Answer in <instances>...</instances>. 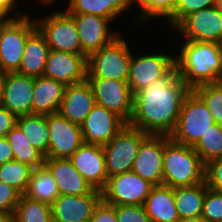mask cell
<instances>
[{
  "mask_svg": "<svg viewBox=\"0 0 222 222\" xmlns=\"http://www.w3.org/2000/svg\"><path fill=\"white\" fill-rule=\"evenodd\" d=\"M204 164L222 158V125L213 124L193 146Z\"/></svg>",
  "mask_w": 222,
  "mask_h": 222,
  "instance_id": "cell-32",
  "label": "cell"
},
{
  "mask_svg": "<svg viewBox=\"0 0 222 222\" xmlns=\"http://www.w3.org/2000/svg\"><path fill=\"white\" fill-rule=\"evenodd\" d=\"M95 104L92 86L86 79L66 86L58 112L70 122L81 125Z\"/></svg>",
  "mask_w": 222,
  "mask_h": 222,
  "instance_id": "cell-21",
  "label": "cell"
},
{
  "mask_svg": "<svg viewBox=\"0 0 222 222\" xmlns=\"http://www.w3.org/2000/svg\"><path fill=\"white\" fill-rule=\"evenodd\" d=\"M44 164L54 176L59 195H84L93 190L69 158H45Z\"/></svg>",
  "mask_w": 222,
  "mask_h": 222,
  "instance_id": "cell-22",
  "label": "cell"
},
{
  "mask_svg": "<svg viewBox=\"0 0 222 222\" xmlns=\"http://www.w3.org/2000/svg\"><path fill=\"white\" fill-rule=\"evenodd\" d=\"M215 4L216 0H175L174 13L167 22L174 29L186 16Z\"/></svg>",
  "mask_w": 222,
  "mask_h": 222,
  "instance_id": "cell-36",
  "label": "cell"
},
{
  "mask_svg": "<svg viewBox=\"0 0 222 222\" xmlns=\"http://www.w3.org/2000/svg\"><path fill=\"white\" fill-rule=\"evenodd\" d=\"M6 72L0 69V105L2 104L3 97H4V87L6 82Z\"/></svg>",
  "mask_w": 222,
  "mask_h": 222,
  "instance_id": "cell-45",
  "label": "cell"
},
{
  "mask_svg": "<svg viewBox=\"0 0 222 222\" xmlns=\"http://www.w3.org/2000/svg\"><path fill=\"white\" fill-rule=\"evenodd\" d=\"M50 48L44 36L36 28L27 38L20 66L19 74L39 77L43 75Z\"/></svg>",
  "mask_w": 222,
  "mask_h": 222,
  "instance_id": "cell-24",
  "label": "cell"
},
{
  "mask_svg": "<svg viewBox=\"0 0 222 222\" xmlns=\"http://www.w3.org/2000/svg\"><path fill=\"white\" fill-rule=\"evenodd\" d=\"M154 187L133 171L108 177L102 200L109 205H144Z\"/></svg>",
  "mask_w": 222,
  "mask_h": 222,
  "instance_id": "cell-9",
  "label": "cell"
},
{
  "mask_svg": "<svg viewBox=\"0 0 222 222\" xmlns=\"http://www.w3.org/2000/svg\"><path fill=\"white\" fill-rule=\"evenodd\" d=\"M205 103L214 122L222 125V82L202 84L192 89Z\"/></svg>",
  "mask_w": 222,
  "mask_h": 222,
  "instance_id": "cell-34",
  "label": "cell"
},
{
  "mask_svg": "<svg viewBox=\"0 0 222 222\" xmlns=\"http://www.w3.org/2000/svg\"><path fill=\"white\" fill-rule=\"evenodd\" d=\"M36 29L35 19L25 16L0 21V69L16 72L20 66L28 36Z\"/></svg>",
  "mask_w": 222,
  "mask_h": 222,
  "instance_id": "cell-6",
  "label": "cell"
},
{
  "mask_svg": "<svg viewBox=\"0 0 222 222\" xmlns=\"http://www.w3.org/2000/svg\"><path fill=\"white\" fill-rule=\"evenodd\" d=\"M0 222H15L14 213H0Z\"/></svg>",
  "mask_w": 222,
  "mask_h": 222,
  "instance_id": "cell-46",
  "label": "cell"
},
{
  "mask_svg": "<svg viewBox=\"0 0 222 222\" xmlns=\"http://www.w3.org/2000/svg\"><path fill=\"white\" fill-rule=\"evenodd\" d=\"M205 183L208 188L222 192V158L205 164Z\"/></svg>",
  "mask_w": 222,
  "mask_h": 222,
  "instance_id": "cell-40",
  "label": "cell"
},
{
  "mask_svg": "<svg viewBox=\"0 0 222 222\" xmlns=\"http://www.w3.org/2000/svg\"><path fill=\"white\" fill-rule=\"evenodd\" d=\"M215 124L202 99L191 89L186 95L170 139L176 143L193 147Z\"/></svg>",
  "mask_w": 222,
  "mask_h": 222,
  "instance_id": "cell-5",
  "label": "cell"
},
{
  "mask_svg": "<svg viewBox=\"0 0 222 222\" xmlns=\"http://www.w3.org/2000/svg\"><path fill=\"white\" fill-rule=\"evenodd\" d=\"M35 77L17 72H8L1 106L16 117L32 114V99Z\"/></svg>",
  "mask_w": 222,
  "mask_h": 222,
  "instance_id": "cell-20",
  "label": "cell"
},
{
  "mask_svg": "<svg viewBox=\"0 0 222 222\" xmlns=\"http://www.w3.org/2000/svg\"><path fill=\"white\" fill-rule=\"evenodd\" d=\"M149 134L127 124L103 146L108 177L131 171L142 141Z\"/></svg>",
  "mask_w": 222,
  "mask_h": 222,
  "instance_id": "cell-7",
  "label": "cell"
},
{
  "mask_svg": "<svg viewBox=\"0 0 222 222\" xmlns=\"http://www.w3.org/2000/svg\"><path fill=\"white\" fill-rule=\"evenodd\" d=\"M21 195L16 188L0 181V213H14Z\"/></svg>",
  "mask_w": 222,
  "mask_h": 222,
  "instance_id": "cell-39",
  "label": "cell"
},
{
  "mask_svg": "<svg viewBox=\"0 0 222 222\" xmlns=\"http://www.w3.org/2000/svg\"><path fill=\"white\" fill-rule=\"evenodd\" d=\"M131 57L127 83L132 94L149 86L154 80L164 76L174 65L175 56L165 54H142Z\"/></svg>",
  "mask_w": 222,
  "mask_h": 222,
  "instance_id": "cell-13",
  "label": "cell"
},
{
  "mask_svg": "<svg viewBox=\"0 0 222 222\" xmlns=\"http://www.w3.org/2000/svg\"><path fill=\"white\" fill-rule=\"evenodd\" d=\"M176 222H206L202 216L179 218Z\"/></svg>",
  "mask_w": 222,
  "mask_h": 222,
  "instance_id": "cell-47",
  "label": "cell"
},
{
  "mask_svg": "<svg viewBox=\"0 0 222 222\" xmlns=\"http://www.w3.org/2000/svg\"><path fill=\"white\" fill-rule=\"evenodd\" d=\"M91 84L95 103L121 117L127 124L133 115L134 95L127 81L86 78Z\"/></svg>",
  "mask_w": 222,
  "mask_h": 222,
  "instance_id": "cell-10",
  "label": "cell"
},
{
  "mask_svg": "<svg viewBox=\"0 0 222 222\" xmlns=\"http://www.w3.org/2000/svg\"><path fill=\"white\" fill-rule=\"evenodd\" d=\"M132 7V0H69L68 14H94L115 20L125 10Z\"/></svg>",
  "mask_w": 222,
  "mask_h": 222,
  "instance_id": "cell-26",
  "label": "cell"
},
{
  "mask_svg": "<svg viewBox=\"0 0 222 222\" xmlns=\"http://www.w3.org/2000/svg\"><path fill=\"white\" fill-rule=\"evenodd\" d=\"M126 125L127 123L121 117L95 104L81 124L83 141L86 144L104 146Z\"/></svg>",
  "mask_w": 222,
  "mask_h": 222,
  "instance_id": "cell-15",
  "label": "cell"
},
{
  "mask_svg": "<svg viewBox=\"0 0 222 222\" xmlns=\"http://www.w3.org/2000/svg\"><path fill=\"white\" fill-rule=\"evenodd\" d=\"M9 144L11 145L14 160L30 166L31 168L38 167L44 164L45 156L33 148L29 143L23 131L15 125L6 135Z\"/></svg>",
  "mask_w": 222,
  "mask_h": 222,
  "instance_id": "cell-30",
  "label": "cell"
},
{
  "mask_svg": "<svg viewBox=\"0 0 222 222\" xmlns=\"http://www.w3.org/2000/svg\"><path fill=\"white\" fill-rule=\"evenodd\" d=\"M174 29L187 40L222 44V15L215 6L186 16Z\"/></svg>",
  "mask_w": 222,
  "mask_h": 222,
  "instance_id": "cell-14",
  "label": "cell"
},
{
  "mask_svg": "<svg viewBox=\"0 0 222 222\" xmlns=\"http://www.w3.org/2000/svg\"><path fill=\"white\" fill-rule=\"evenodd\" d=\"M17 125L23 131L31 146L46 156L50 138L47 115L28 114L19 116L17 117Z\"/></svg>",
  "mask_w": 222,
  "mask_h": 222,
  "instance_id": "cell-29",
  "label": "cell"
},
{
  "mask_svg": "<svg viewBox=\"0 0 222 222\" xmlns=\"http://www.w3.org/2000/svg\"><path fill=\"white\" fill-rule=\"evenodd\" d=\"M51 222H64V221H58V220L52 219Z\"/></svg>",
  "mask_w": 222,
  "mask_h": 222,
  "instance_id": "cell-50",
  "label": "cell"
},
{
  "mask_svg": "<svg viewBox=\"0 0 222 222\" xmlns=\"http://www.w3.org/2000/svg\"><path fill=\"white\" fill-rule=\"evenodd\" d=\"M43 75L67 85L86 80L87 58L82 54L50 50Z\"/></svg>",
  "mask_w": 222,
  "mask_h": 222,
  "instance_id": "cell-18",
  "label": "cell"
},
{
  "mask_svg": "<svg viewBox=\"0 0 222 222\" xmlns=\"http://www.w3.org/2000/svg\"><path fill=\"white\" fill-rule=\"evenodd\" d=\"M205 181V164L193 147L165 142L163 185L176 188L193 186Z\"/></svg>",
  "mask_w": 222,
  "mask_h": 222,
  "instance_id": "cell-3",
  "label": "cell"
},
{
  "mask_svg": "<svg viewBox=\"0 0 222 222\" xmlns=\"http://www.w3.org/2000/svg\"><path fill=\"white\" fill-rule=\"evenodd\" d=\"M133 2L138 3L141 7L136 23L153 17L168 19L174 13L175 0H132V4H134Z\"/></svg>",
  "mask_w": 222,
  "mask_h": 222,
  "instance_id": "cell-35",
  "label": "cell"
},
{
  "mask_svg": "<svg viewBox=\"0 0 222 222\" xmlns=\"http://www.w3.org/2000/svg\"><path fill=\"white\" fill-rule=\"evenodd\" d=\"M39 1H41V2H43V4L45 3L46 5L48 4H52V3H54L56 0H39Z\"/></svg>",
  "mask_w": 222,
  "mask_h": 222,
  "instance_id": "cell-49",
  "label": "cell"
},
{
  "mask_svg": "<svg viewBox=\"0 0 222 222\" xmlns=\"http://www.w3.org/2000/svg\"><path fill=\"white\" fill-rule=\"evenodd\" d=\"M69 159L93 189L105 188L108 173L103 146L83 143Z\"/></svg>",
  "mask_w": 222,
  "mask_h": 222,
  "instance_id": "cell-17",
  "label": "cell"
},
{
  "mask_svg": "<svg viewBox=\"0 0 222 222\" xmlns=\"http://www.w3.org/2000/svg\"><path fill=\"white\" fill-rule=\"evenodd\" d=\"M190 90L174 65L164 76L134 94L133 115L128 124L147 134L169 136Z\"/></svg>",
  "mask_w": 222,
  "mask_h": 222,
  "instance_id": "cell-1",
  "label": "cell"
},
{
  "mask_svg": "<svg viewBox=\"0 0 222 222\" xmlns=\"http://www.w3.org/2000/svg\"><path fill=\"white\" fill-rule=\"evenodd\" d=\"M207 189L205 181L193 186L174 188L175 206L180 218L202 215L203 202Z\"/></svg>",
  "mask_w": 222,
  "mask_h": 222,
  "instance_id": "cell-28",
  "label": "cell"
},
{
  "mask_svg": "<svg viewBox=\"0 0 222 222\" xmlns=\"http://www.w3.org/2000/svg\"><path fill=\"white\" fill-rule=\"evenodd\" d=\"M15 222H51V205L21 195L16 206Z\"/></svg>",
  "mask_w": 222,
  "mask_h": 222,
  "instance_id": "cell-31",
  "label": "cell"
},
{
  "mask_svg": "<svg viewBox=\"0 0 222 222\" xmlns=\"http://www.w3.org/2000/svg\"><path fill=\"white\" fill-rule=\"evenodd\" d=\"M75 21L82 55L88 58L92 53L99 51L121 33L109 30L112 20L94 14H69Z\"/></svg>",
  "mask_w": 222,
  "mask_h": 222,
  "instance_id": "cell-16",
  "label": "cell"
},
{
  "mask_svg": "<svg viewBox=\"0 0 222 222\" xmlns=\"http://www.w3.org/2000/svg\"><path fill=\"white\" fill-rule=\"evenodd\" d=\"M201 216L206 222H222V192L206 190Z\"/></svg>",
  "mask_w": 222,
  "mask_h": 222,
  "instance_id": "cell-37",
  "label": "cell"
},
{
  "mask_svg": "<svg viewBox=\"0 0 222 222\" xmlns=\"http://www.w3.org/2000/svg\"><path fill=\"white\" fill-rule=\"evenodd\" d=\"M50 138L45 158H69L84 143L81 125L72 123L59 112L47 115Z\"/></svg>",
  "mask_w": 222,
  "mask_h": 222,
  "instance_id": "cell-11",
  "label": "cell"
},
{
  "mask_svg": "<svg viewBox=\"0 0 222 222\" xmlns=\"http://www.w3.org/2000/svg\"><path fill=\"white\" fill-rule=\"evenodd\" d=\"M167 135L149 134L141 143L131 171L154 186L163 185V156Z\"/></svg>",
  "mask_w": 222,
  "mask_h": 222,
  "instance_id": "cell-12",
  "label": "cell"
},
{
  "mask_svg": "<svg viewBox=\"0 0 222 222\" xmlns=\"http://www.w3.org/2000/svg\"><path fill=\"white\" fill-rule=\"evenodd\" d=\"M15 125H17V117L0 105V137H6Z\"/></svg>",
  "mask_w": 222,
  "mask_h": 222,
  "instance_id": "cell-42",
  "label": "cell"
},
{
  "mask_svg": "<svg viewBox=\"0 0 222 222\" xmlns=\"http://www.w3.org/2000/svg\"><path fill=\"white\" fill-rule=\"evenodd\" d=\"M120 34L87 58V78L127 81L132 51Z\"/></svg>",
  "mask_w": 222,
  "mask_h": 222,
  "instance_id": "cell-4",
  "label": "cell"
},
{
  "mask_svg": "<svg viewBox=\"0 0 222 222\" xmlns=\"http://www.w3.org/2000/svg\"><path fill=\"white\" fill-rule=\"evenodd\" d=\"M88 222H117L114 205H109L101 200Z\"/></svg>",
  "mask_w": 222,
  "mask_h": 222,
  "instance_id": "cell-41",
  "label": "cell"
},
{
  "mask_svg": "<svg viewBox=\"0 0 222 222\" xmlns=\"http://www.w3.org/2000/svg\"><path fill=\"white\" fill-rule=\"evenodd\" d=\"M117 222H151L144 205H114Z\"/></svg>",
  "mask_w": 222,
  "mask_h": 222,
  "instance_id": "cell-38",
  "label": "cell"
},
{
  "mask_svg": "<svg viewBox=\"0 0 222 222\" xmlns=\"http://www.w3.org/2000/svg\"><path fill=\"white\" fill-rule=\"evenodd\" d=\"M102 200V191L93 189L84 195H59L51 205L52 219L64 222H88Z\"/></svg>",
  "mask_w": 222,
  "mask_h": 222,
  "instance_id": "cell-19",
  "label": "cell"
},
{
  "mask_svg": "<svg viewBox=\"0 0 222 222\" xmlns=\"http://www.w3.org/2000/svg\"><path fill=\"white\" fill-rule=\"evenodd\" d=\"M179 53L175 55L178 75L190 89L222 82V44L185 40Z\"/></svg>",
  "mask_w": 222,
  "mask_h": 222,
  "instance_id": "cell-2",
  "label": "cell"
},
{
  "mask_svg": "<svg viewBox=\"0 0 222 222\" xmlns=\"http://www.w3.org/2000/svg\"><path fill=\"white\" fill-rule=\"evenodd\" d=\"M66 85L44 75L35 77L32 114L50 115L59 111Z\"/></svg>",
  "mask_w": 222,
  "mask_h": 222,
  "instance_id": "cell-23",
  "label": "cell"
},
{
  "mask_svg": "<svg viewBox=\"0 0 222 222\" xmlns=\"http://www.w3.org/2000/svg\"><path fill=\"white\" fill-rule=\"evenodd\" d=\"M50 50L82 54L74 19L66 11H53L45 19L35 21Z\"/></svg>",
  "mask_w": 222,
  "mask_h": 222,
  "instance_id": "cell-8",
  "label": "cell"
},
{
  "mask_svg": "<svg viewBox=\"0 0 222 222\" xmlns=\"http://www.w3.org/2000/svg\"><path fill=\"white\" fill-rule=\"evenodd\" d=\"M144 207L151 222H176L180 218L175 206L174 188L165 185L151 189Z\"/></svg>",
  "mask_w": 222,
  "mask_h": 222,
  "instance_id": "cell-25",
  "label": "cell"
},
{
  "mask_svg": "<svg viewBox=\"0 0 222 222\" xmlns=\"http://www.w3.org/2000/svg\"><path fill=\"white\" fill-rule=\"evenodd\" d=\"M31 169L30 166L16 160L6 162L0 165V181L24 194L29 184Z\"/></svg>",
  "mask_w": 222,
  "mask_h": 222,
  "instance_id": "cell-33",
  "label": "cell"
},
{
  "mask_svg": "<svg viewBox=\"0 0 222 222\" xmlns=\"http://www.w3.org/2000/svg\"><path fill=\"white\" fill-rule=\"evenodd\" d=\"M15 6H17L16 0H0V18L2 20H8V19H15V18H19V17L27 15L25 13L20 14L19 11L15 10L14 16L16 17H11V15L9 14L12 13L11 11H14V8H16Z\"/></svg>",
  "mask_w": 222,
  "mask_h": 222,
  "instance_id": "cell-43",
  "label": "cell"
},
{
  "mask_svg": "<svg viewBox=\"0 0 222 222\" xmlns=\"http://www.w3.org/2000/svg\"><path fill=\"white\" fill-rule=\"evenodd\" d=\"M14 160V154L6 137H0V165Z\"/></svg>",
  "mask_w": 222,
  "mask_h": 222,
  "instance_id": "cell-44",
  "label": "cell"
},
{
  "mask_svg": "<svg viewBox=\"0 0 222 222\" xmlns=\"http://www.w3.org/2000/svg\"><path fill=\"white\" fill-rule=\"evenodd\" d=\"M25 196L52 205L59 196L54 176L45 164L31 169V176Z\"/></svg>",
  "mask_w": 222,
  "mask_h": 222,
  "instance_id": "cell-27",
  "label": "cell"
},
{
  "mask_svg": "<svg viewBox=\"0 0 222 222\" xmlns=\"http://www.w3.org/2000/svg\"><path fill=\"white\" fill-rule=\"evenodd\" d=\"M215 8L222 15V0H216Z\"/></svg>",
  "mask_w": 222,
  "mask_h": 222,
  "instance_id": "cell-48",
  "label": "cell"
}]
</instances>
